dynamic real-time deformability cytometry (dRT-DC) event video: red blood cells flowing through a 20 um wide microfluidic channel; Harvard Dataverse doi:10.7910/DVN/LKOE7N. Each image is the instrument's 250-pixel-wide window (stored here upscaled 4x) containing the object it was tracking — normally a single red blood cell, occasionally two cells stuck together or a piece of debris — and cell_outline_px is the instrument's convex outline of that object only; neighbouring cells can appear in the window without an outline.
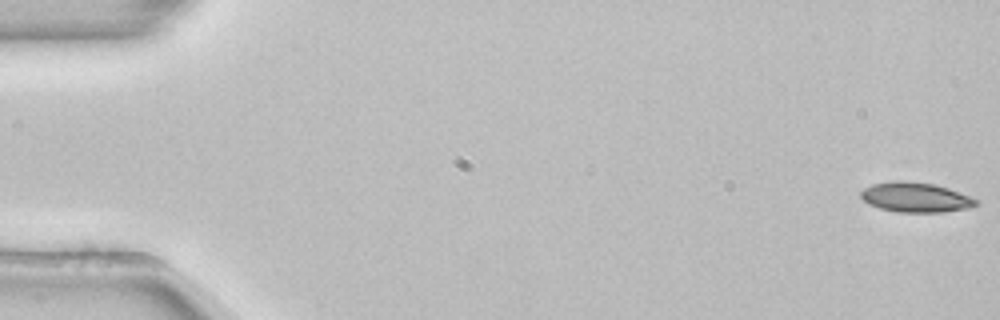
{"species": "common noctule bat (a hibernating species)", "species_latin": "Nyctalus noctula", "temperature_condition": "room temperature", "stored_images_in_passage": 54, "camera_frame_rate_fps": 3000, "um_per_image_px": 0.085, "animal": {"sex": "female", "body_mass_g": 22.7, "forearm_length_mm": 54.2}, "frame": {"image": 1, "passage_image": 1, "time_ms": 0.0, "image_size_px": [1000, 320], "cell_outline_px": [[980, 204], [968, 208], [944, 212], [896, 212], [880, 208], [868, 204], [860, 196], [860, 192], [864, 188], [872, 184], [892, 180], [908, 180], [936, 184], [972, 196], [980, 200]], "centroid_in_image_um": [77.86, 16.76], "position_along_channel_um": 7.1, "area_um2": 20.46}}
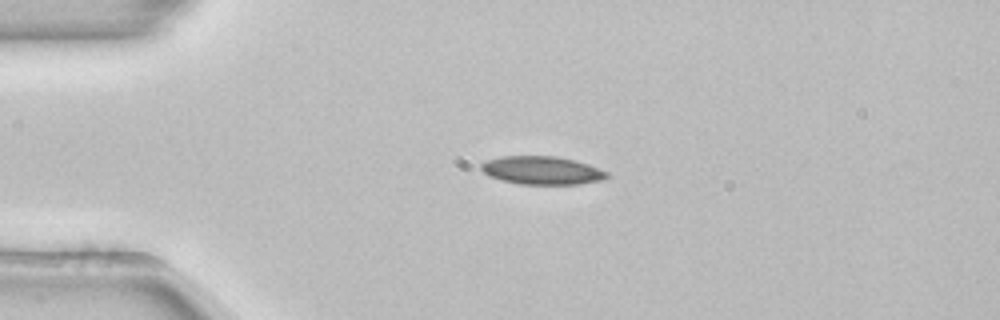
{"frame": {"image": 2, "passage_image": 13, "time_ms": 4.0, "image_size_px": [1000, 320], "cell_outline_px": [[608, 176], [604, 180], [580, 184], [520, 184], [500, 180], [488, 176], [480, 168], [480, 164], [488, 160], [500, 156], [556, 156], [576, 160], [588, 164], [608, 172]], "centroid_in_image_um": [46.07, 14.48], "position_along_channel_um": 38.9, "area_um2": 20.81}}
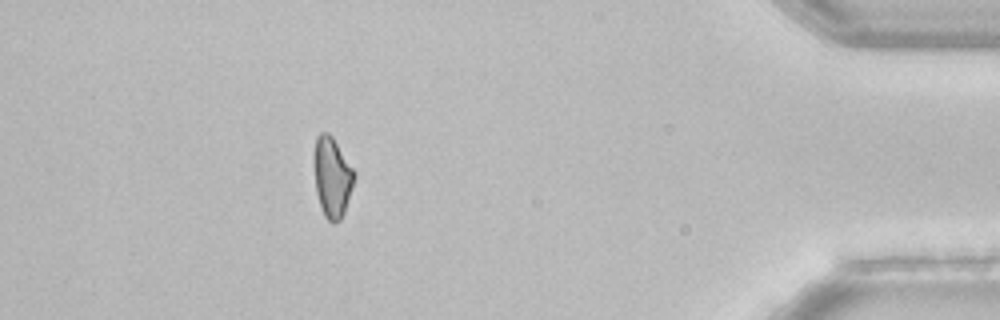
{"frame": {"image": 3, "passage_image": 48, "time_ms": 15.667, "image_size_px": [1000, 320], "cell_outline_px": [[356, 176], [344, 212], [340, 220], [332, 224], [324, 216], [316, 192], [312, 160], [312, 156], [316, 136], [320, 132], [328, 132], [332, 136], [356, 172]], "centroid_in_image_um": [28.21, 15.02], "position_along_channel_um": 407.0, "area_um2": 19.19}}